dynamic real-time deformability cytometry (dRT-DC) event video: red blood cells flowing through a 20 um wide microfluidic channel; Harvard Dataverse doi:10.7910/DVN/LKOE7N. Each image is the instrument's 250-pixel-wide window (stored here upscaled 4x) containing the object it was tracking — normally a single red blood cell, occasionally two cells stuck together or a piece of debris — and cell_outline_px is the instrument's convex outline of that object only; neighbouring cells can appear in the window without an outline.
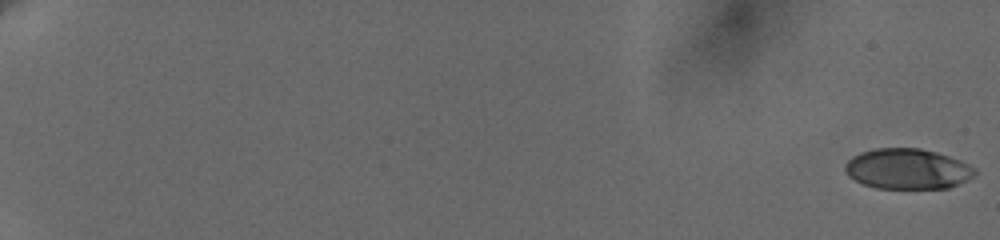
{"species": "human", "species_latin": "Homo sapiens", "temperature_condition": "cold", "stored_images_in_passage": 28, "camera_frame_rate_fps": 3000, "um_per_image_px": 0.085, "donor": {"sex": "female"}, "frame": {"image": 1, "passage_image": 1, "time_ms": 0.0, "image_size_px": [1000, 240], "cell_outline_px": [[976, 176], [960, 184], [948, 188], [876, 188], [864, 184], [848, 176], [844, 168], [844, 164], [852, 156], [860, 152], [876, 148], [920, 148], [936, 152], [960, 160], [976, 168]], "centroid_in_image_um": [77.15, 14.35], "position_along_channel_um": 7.8, "area_um2": 30.75}}
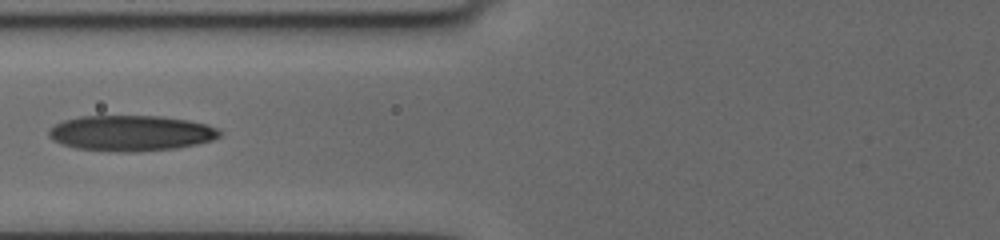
{"frame": {"image": 2, "passage_image": 25, "time_ms": 9.333, "image_size_px": [1000, 240], "cell_outline_px": [[224, 132], [220, 136], [212, 140], [196, 144], [176, 148], [136, 152], [124, 152], [76, 148], [60, 144], [52, 140], [48, 136], [48, 132], [56, 124], [64, 120], [80, 116], [164, 116], [188, 120], [208, 124]], "centroid_in_image_um": [11.15, 11.31], "position_along_channel_um": 114.6, "area_um2": 35.6}}
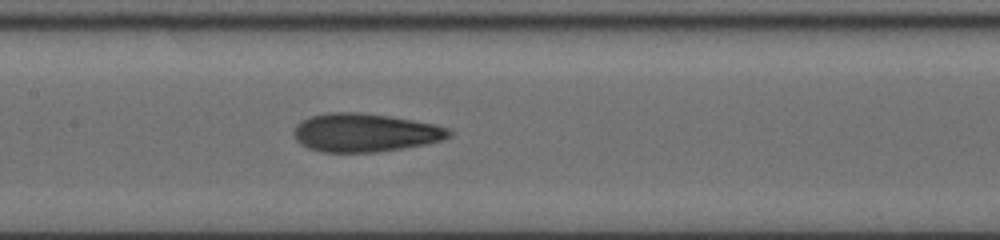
{"frame": {"image": 3, "passage_image": 28, "time_ms": 11.0, "image_size_px": [1000, 240], "cell_outline_px": [[452, 136], [440, 140], [424, 144], [376, 152], [320, 152], [308, 148], [300, 144], [296, 140], [292, 132], [296, 124], [312, 116], [328, 112], [356, 112], [388, 116], [412, 120], [432, 124], [448, 128], [452, 132]], "centroid_in_image_um": [30.97, 11.28], "position_along_channel_um": 176.4, "area_um2": 34.51}}